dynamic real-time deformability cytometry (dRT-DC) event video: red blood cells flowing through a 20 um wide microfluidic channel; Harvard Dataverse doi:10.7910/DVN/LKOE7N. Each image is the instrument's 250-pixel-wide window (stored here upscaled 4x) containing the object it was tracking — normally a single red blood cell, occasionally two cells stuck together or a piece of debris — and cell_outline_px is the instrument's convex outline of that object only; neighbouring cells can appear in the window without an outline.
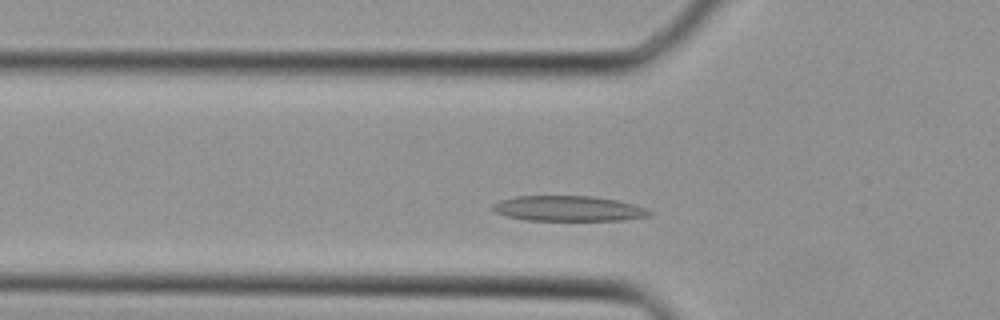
{"species": "Egyptian fruit bat (a non-hibernating species)", "species_latin": "Rousettus aegyptiacus", "temperature_condition": "cold", "stored_images_in_passage": 28, "camera_frame_rate_fps": 3000, "um_per_image_px": 0.085, "animal": {"sex": "female"}, "frame": {"image": 1, "passage_image": 4, "time_ms": 1.0, "image_size_px": [1000, 320], "cell_outline_px": [[652, 212], [648, 216], [624, 220], [524, 220], [508, 216], [496, 212], [492, 208], [492, 204], [500, 200], [516, 196], [592, 196], [616, 200], [632, 204], [644, 208]], "centroid_in_image_um": [48.28, 17.72], "position_along_channel_um": 77.5, "area_um2": 22.89}}
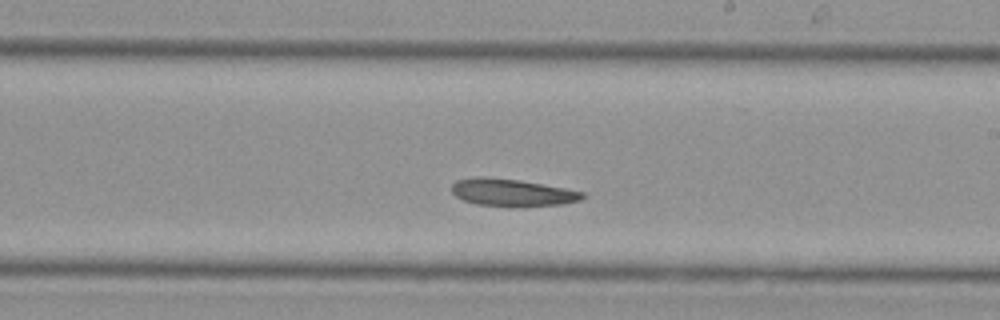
{"frame": {"image": 2, "passage_image": 14, "time_ms": 4.333, "image_size_px": [1000, 320], "cell_outline_px": [[584, 196], [580, 200], [560, 204], [508, 208], [476, 204], [464, 200], [456, 196], [452, 192], [452, 184], [456, 180], [476, 176], [488, 176], [520, 180], [564, 188], [584, 192]], "centroid_in_image_um": [43.48, 16.37], "position_along_channel_um": 245.5, "area_um2": 21.15}}
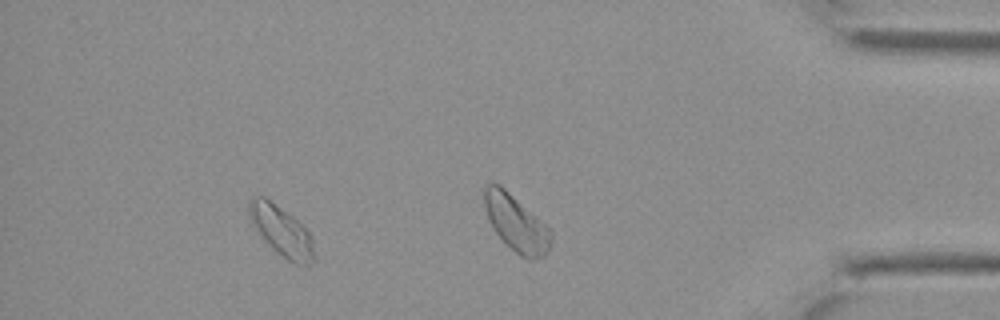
{"frame": {"image": 3, "passage_image": 24, "time_ms": 7.667, "image_size_px": [1000, 320], "cell_outline_px": [[312, 264], [304, 268], [288, 260], [272, 248], [264, 240], [248, 216], [248, 200], [252, 196], [264, 196], [292, 216], [308, 232], [312, 240]], "centroid_in_image_um": [23.88, 19.63], "position_along_channel_um": 411.3, "area_um2": 18.61}}